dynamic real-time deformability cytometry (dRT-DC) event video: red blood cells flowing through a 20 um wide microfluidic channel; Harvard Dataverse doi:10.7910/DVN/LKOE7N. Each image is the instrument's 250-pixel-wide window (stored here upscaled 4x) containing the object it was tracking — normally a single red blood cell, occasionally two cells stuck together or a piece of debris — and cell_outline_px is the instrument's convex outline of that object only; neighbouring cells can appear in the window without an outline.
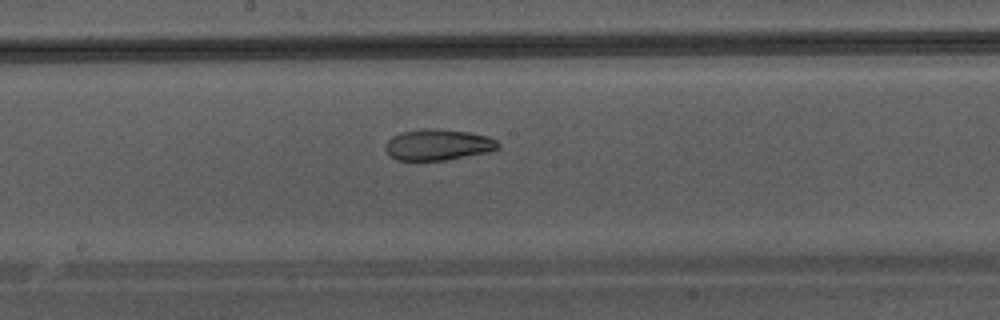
{"species": "Egyptian fruit bat (a non-hibernating species)", "species_latin": "Rousettus aegyptiacus", "temperature_condition": "warm", "stored_images_in_passage": 32, "camera_frame_rate_fps": 3000, "um_per_image_px": 0.085, "animal": {"sex": "male"}, "frame": {"image": 1, "passage_image": 19, "time_ms": 6.0, "image_size_px": [1000, 320], "cell_outline_px": [[500, 148], [488, 152], [444, 160], [396, 160], [388, 156], [384, 148], [384, 144], [392, 136], [400, 132], [424, 128], [440, 128], [468, 132], [488, 136], [496, 140], [500, 144]], "centroid_in_image_um": [37.19, 12.29], "position_along_channel_um": 211.0, "area_um2": 20.69}}